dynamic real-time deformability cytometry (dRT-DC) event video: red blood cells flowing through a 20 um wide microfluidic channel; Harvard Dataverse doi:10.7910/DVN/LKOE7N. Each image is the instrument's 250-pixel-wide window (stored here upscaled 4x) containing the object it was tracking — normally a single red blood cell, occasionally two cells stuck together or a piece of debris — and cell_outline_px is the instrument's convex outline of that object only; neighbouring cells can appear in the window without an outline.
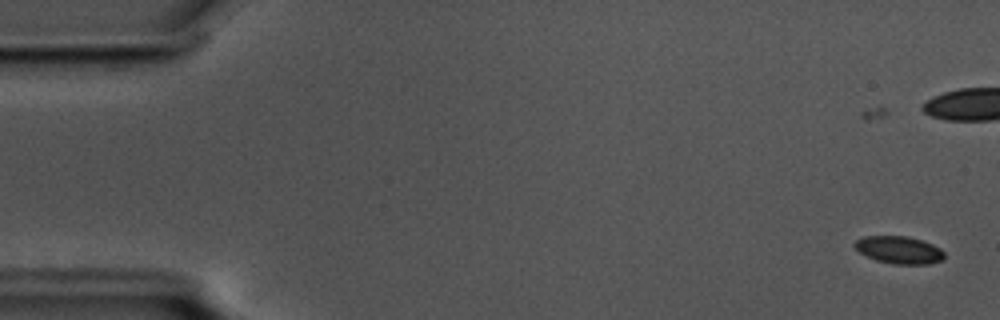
{"species": "common noctule bat (a hibernating species)", "species_latin": "Nyctalus noctula", "temperature_condition": "cold", "stored_images_in_passage": 17, "camera_frame_rate_fps": 3000, "um_per_image_px": 0.085, "animal": {"sex": "male", "body_mass_g": 17.5, "forearm_length_mm": 52.3}, "frame": {"image": 1, "passage_image": 1, "time_ms": 0.0, "image_size_px": [1000, 320], "cell_outline_px": [[944, 256], [940, 260], [928, 264], [892, 264], [876, 260], [860, 252], [852, 244], [856, 240], [864, 236], [908, 236], [932, 244], [940, 248], [944, 252]], "centroid_in_image_um": [76.4, 21.24], "position_along_channel_um": 8.6, "area_um2": 14.22}}
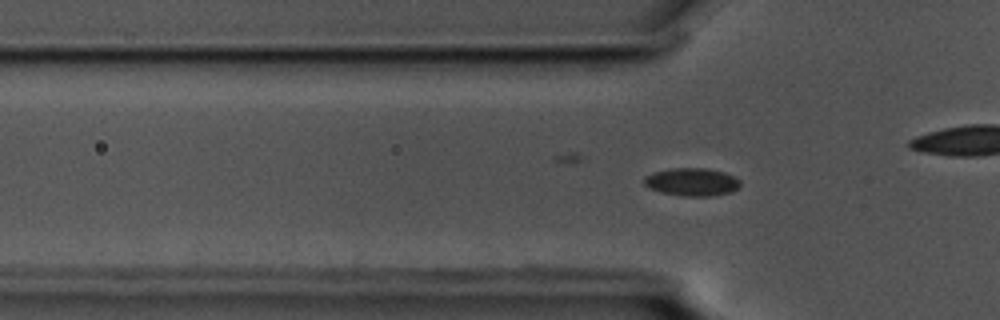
{"frame": {"image": 2, "passage_image": 17, "time_ms": 5.333, "image_size_px": [1000, 320], "cell_outline_px": [[740, 184], [732, 192], [712, 196], [680, 196], [660, 192], [648, 188], [644, 184], [644, 176], [652, 172], [672, 168], [708, 168], [724, 172], [740, 180]], "centroid_in_image_um": [58.77, 15.47], "position_along_channel_um": 67.0, "area_um2": 15.78}}